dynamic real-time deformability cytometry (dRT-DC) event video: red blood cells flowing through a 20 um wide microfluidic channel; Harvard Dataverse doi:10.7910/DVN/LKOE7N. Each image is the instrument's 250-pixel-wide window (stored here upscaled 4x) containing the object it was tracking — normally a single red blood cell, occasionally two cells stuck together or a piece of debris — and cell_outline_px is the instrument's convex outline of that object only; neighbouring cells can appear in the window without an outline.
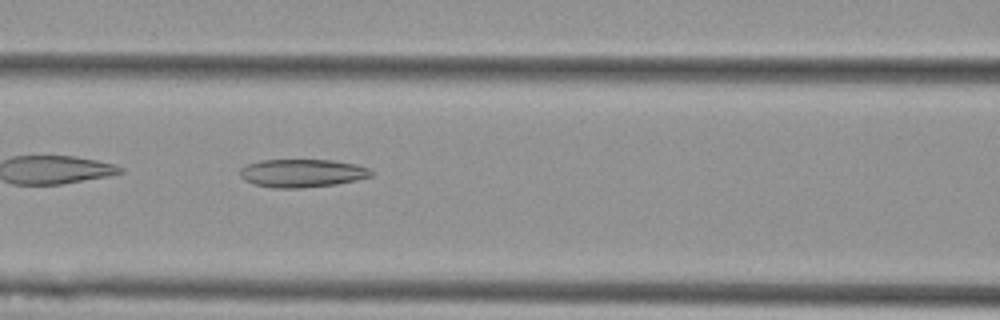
{"species": "Egyptian fruit bat (a non-hibernating species)", "species_latin": "Rousettus aegyptiacus", "temperature_condition": "cold", "stored_images_in_passage": 54, "camera_frame_rate_fps": 3000, "um_per_image_px": 0.085, "animal": {"sex": "female"}, "frame": {"image": 1, "passage_image": 23, "time_ms": 7.333, "image_size_px": [1000, 320], "cell_outline_px": [[372, 176], [356, 180], [336, 184], [300, 188], [272, 188], [256, 184], [244, 180], [240, 176], [240, 168], [248, 164], [260, 160], [332, 160], [356, 164], [368, 168], [372, 172]], "centroid_in_image_um": [25.67, 14.72], "position_along_channel_um": 140.9, "area_um2": 21.44}}
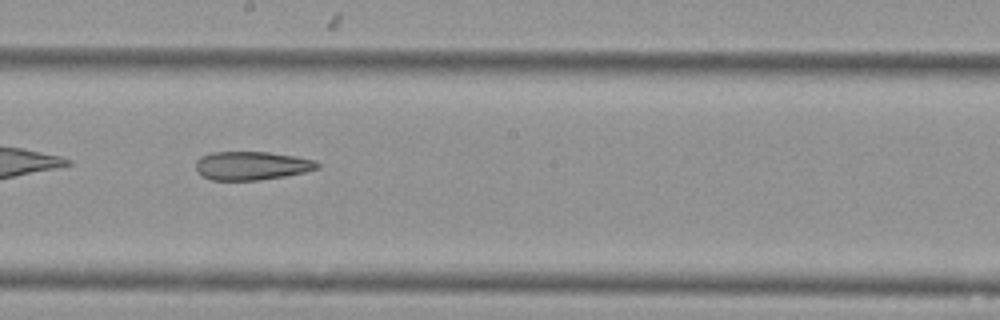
{"frame": {"image": 2, "passage_image": 30, "time_ms": 9.667, "image_size_px": [1000, 320], "cell_outline_px": [[320, 168], [304, 172], [284, 176], [256, 180], [212, 180], [204, 176], [196, 168], [196, 160], [200, 156], [212, 152], [268, 152], [296, 156], [316, 160], [320, 164]], "centroid_in_image_um": [21.42, 14.07], "position_along_channel_um": 226.8, "area_um2": 20.17}}
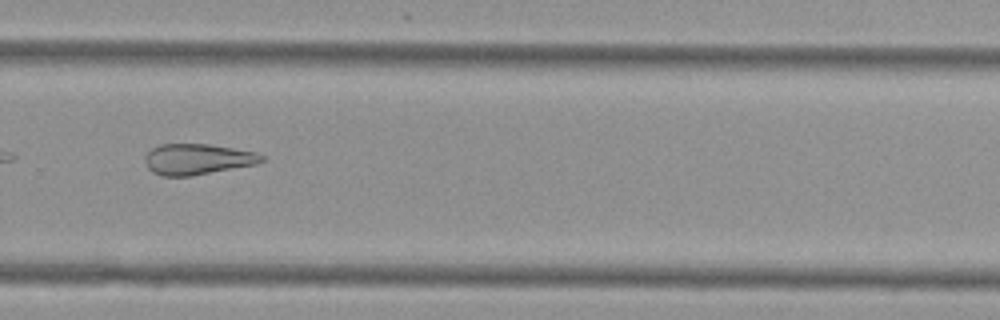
{"frame": {"image": 3, "passage_image": 37, "time_ms": 12.0, "image_size_px": [1000, 320], "cell_outline_px": [[264, 160], [256, 164], [188, 176], [160, 176], [152, 172], [148, 168], [144, 160], [144, 156], [152, 148], [160, 144], [208, 144], [256, 152], [264, 156]], "centroid_in_image_um": [16.74, 13.53], "position_along_channel_um": 313.1, "area_um2": 20.81}}